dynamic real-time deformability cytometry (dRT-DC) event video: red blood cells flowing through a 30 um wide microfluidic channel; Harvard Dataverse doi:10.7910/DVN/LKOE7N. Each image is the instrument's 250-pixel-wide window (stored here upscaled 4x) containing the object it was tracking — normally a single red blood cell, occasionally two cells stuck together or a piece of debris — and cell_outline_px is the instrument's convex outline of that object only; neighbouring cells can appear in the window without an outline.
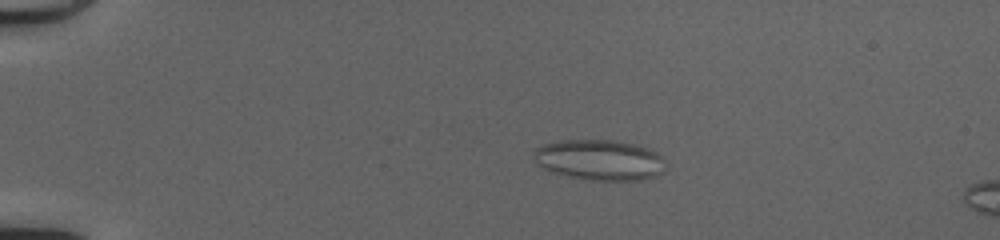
{"species": "common noctule bat (a hibernating species)", "species_latin": "Nyctalus noctula", "temperature_condition": "cold", "stored_images_in_passage": 55, "camera_frame_rate_fps": 3000, "um_per_image_px": 0.085, "animal": {"sex": "female", "body_mass_g": 20.0, "forearm_length_mm": 54.0}, "frame": {"image": 1, "passage_image": 13, "time_ms": 4.0, "image_size_px": [1000, 240], "cell_outline_px": [[664, 172], [640, 180], [592, 180], [568, 176], [544, 168], [536, 164], [536, 148], [544, 144], [560, 140], [608, 140], [632, 144], [656, 152], [660, 156]], "centroid_in_image_um": [50.93, 13.59], "position_along_channel_um": 34.1, "area_um2": 30.35}}
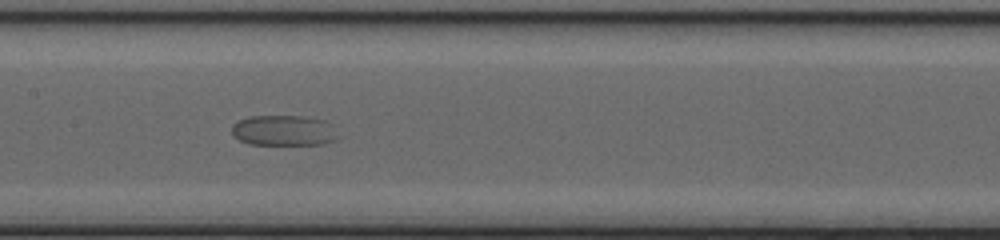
{"frame": {"image": 2, "passage_image": 30, "time_ms": 9.667, "image_size_px": [1000, 240], "cell_outline_px": [[340, 136], [336, 140], [320, 144], [248, 144], [240, 140], [232, 132], [232, 124], [236, 120], [248, 116], [300, 116], [324, 120]], "centroid_in_image_um": [24.08, 11.08], "position_along_channel_um": 183.3, "area_um2": 18.79}}
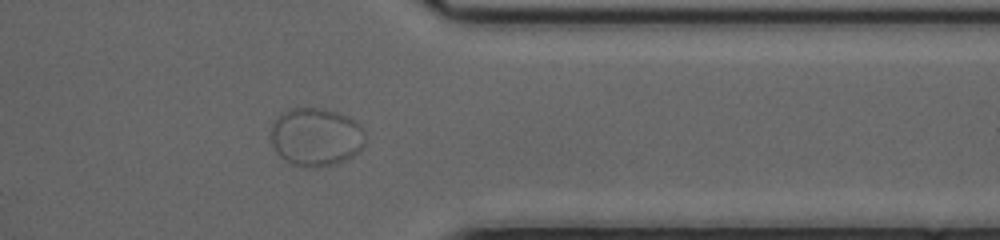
{"frame": {"image": 3, "passage_image": 46, "time_ms": 15.0, "image_size_px": [1000, 240], "cell_outline_px": [[364, 144], [352, 156], [336, 164], [316, 168], [308, 168], [292, 164], [284, 160], [280, 156], [272, 144], [272, 124], [276, 116], [280, 112], [288, 108], [324, 108], [336, 112], [360, 124], [364, 132]], "centroid_in_image_um": [26.82, 11.64], "position_along_channel_um": 384.6, "area_um2": 32.08}}